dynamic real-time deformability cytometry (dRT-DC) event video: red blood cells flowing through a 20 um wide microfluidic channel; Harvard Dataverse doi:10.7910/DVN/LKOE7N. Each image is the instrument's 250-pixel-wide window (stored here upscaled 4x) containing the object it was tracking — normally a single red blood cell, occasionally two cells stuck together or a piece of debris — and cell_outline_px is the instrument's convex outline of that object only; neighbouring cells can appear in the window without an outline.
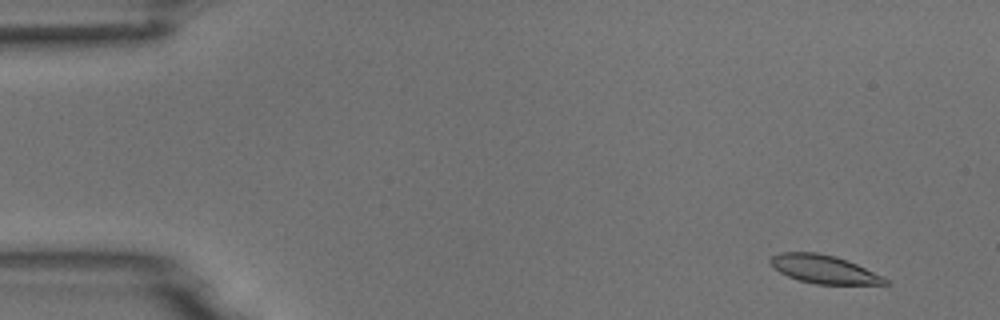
{"species": "common noctule bat (a hibernating species)", "species_latin": "Nyctalus noctula", "temperature_condition": "room temperature", "stored_images_in_passage": 5, "camera_frame_rate_fps": 3000, "um_per_image_px": 0.085, "animal": {"sex": "male", "body_mass_g": 18.8}, "frame": {"image": 1, "passage_image": 2, "time_ms": 1.0, "image_size_px": [1000, 320], "cell_outline_px": [[892, 284], [816, 284], [800, 280], [788, 276], [780, 272], [768, 260], [772, 256], [780, 252], [816, 252], [836, 256], [856, 264], [888, 280]], "centroid_in_image_um": [70.0, 22.88], "position_along_channel_um": 15.0, "area_um2": 18.55}}
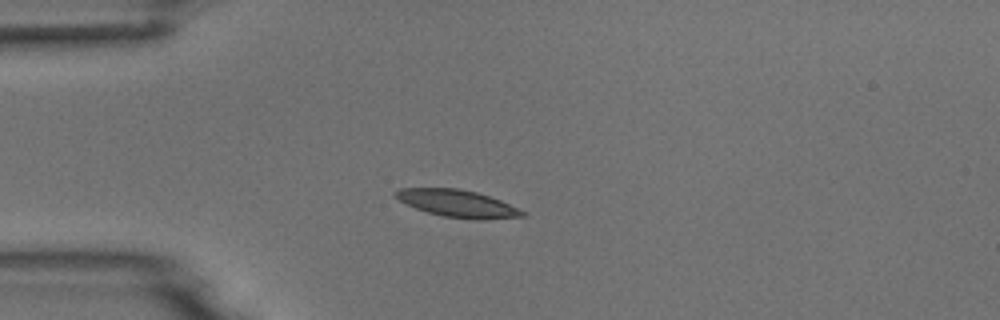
{"frame": {"image": 2, "passage_image": 5, "time_ms": 4.333, "image_size_px": [1000, 320], "cell_outline_px": [[528, 216], [484, 220], [472, 220], [444, 216], [428, 212], [416, 208], [392, 196], [392, 192], [400, 188], [460, 188], [476, 192], [500, 200], [528, 212]], "centroid_in_image_um": [38.93, 17.3], "position_along_channel_um": 46.1, "area_um2": 20.35}}